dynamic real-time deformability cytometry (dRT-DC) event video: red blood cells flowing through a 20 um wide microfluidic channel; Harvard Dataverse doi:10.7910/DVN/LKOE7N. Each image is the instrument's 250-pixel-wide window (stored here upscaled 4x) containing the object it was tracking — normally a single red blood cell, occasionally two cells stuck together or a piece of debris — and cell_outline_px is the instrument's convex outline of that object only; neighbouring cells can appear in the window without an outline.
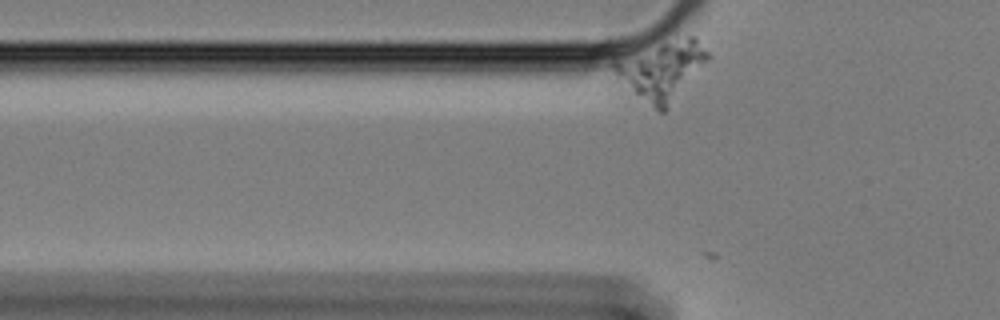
{"species": "Egyptian fruit bat (a non-hibernating species)", "species_latin": "Rousettus aegyptiacus", "temperature_condition": "cold", "stored_images_in_passage": 20, "camera_frame_rate_fps": 3000, "um_per_image_px": 0.085, "animal": {"sex": "female"}, "frame": {"image": 1, "passage_image": 3, "time_ms": 0.667, "image_size_px": [1000, 320], "cell_outline_px": [[712, 56], [668, 108], [664, 112], [660, 112], [636, 92], [612, 68], [612, 60], [660, 44], [688, 36], [696, 36]], "centroid_in_image_um": [56.36, 5.93], "position_along_channel_um": 69.4, "area_um2": 30.52}}
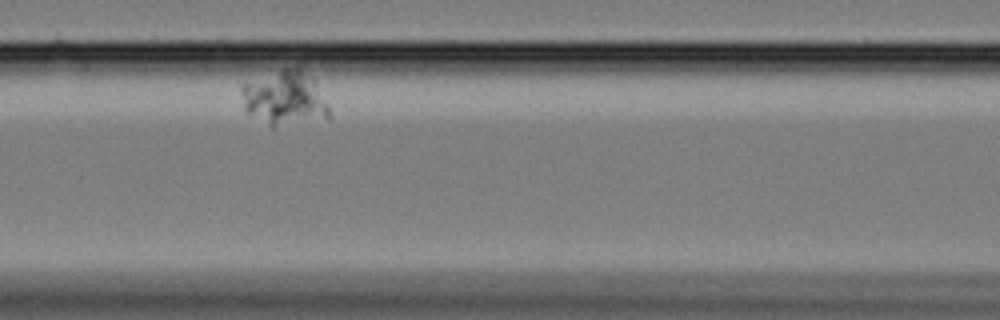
{"frame": {"image": 2, "passage_image": 14, "time_ms": 4.333, "image_size_px": [1000, 320], "cell_outline_px": [[332, 116], [328, 120], [272, 128], [248, 112], [244, 108], [240, 88], [240, 84], [284, 68], [296, 64], [300, 64], [316, 80], [328, 104]], "centroid_in_image_um": [24.28, 8.34], "position_along_channel_um": 142.3, "area_um2": 29.19}}
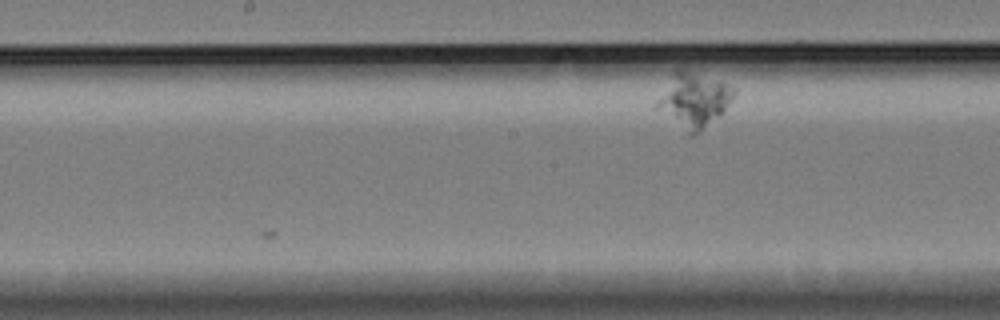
{"frame": {"image": 3, "passage_image": 20, "time_ms": 6.333, "image_size_px": [1000, 320], "cell_outline_px": [[736, 92], [732, 100], [700, 132], [692, 136], [684, 136], [656, 108], [656, 104], [672, 72], [676, 68], [684, 68], [720, 80], [736, 88]], "centroid_in_image_um": [58.93, 8.52], "position_along_channel_um": 189.3, "area_um2": 24.8}}